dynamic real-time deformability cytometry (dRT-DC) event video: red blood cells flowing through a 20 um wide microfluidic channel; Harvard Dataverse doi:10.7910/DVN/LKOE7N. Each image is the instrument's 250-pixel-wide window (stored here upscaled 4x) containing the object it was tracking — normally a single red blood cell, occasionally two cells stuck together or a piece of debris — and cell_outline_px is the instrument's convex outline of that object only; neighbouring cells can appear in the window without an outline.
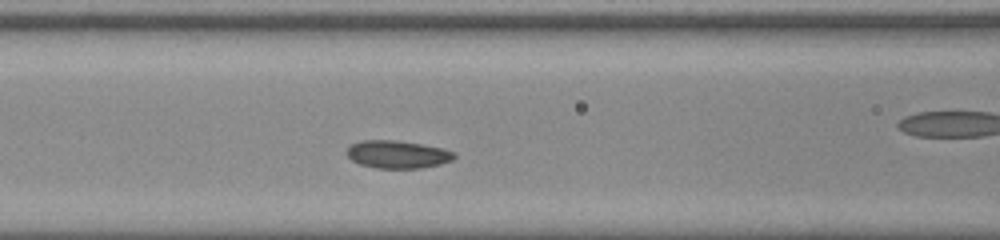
{"species": "common noctule bat (a hibernating species)", "species_latin": "Nyctalus noctula", "temperature_condition": "room temperature", "stored_images_in_passage": 34, "camera_frame_rate_fps": 3000, "um_per_image_px": 0.085, "animal": {"sex": "male", "body_mass_g": 20.0, "forearm_length_mm": 53.3}, "frame": {"image": 1, "passage_image": 10, "time_ms": 3.0, "image_size_px": [1000, 240], "cell_outline_px": [[456, 156], [452, 160], [440, 164], [420, 168], [376, 168], [360, 164], [352, 160], [344, 152], [352, 144], [360, 140], [396, 140], [420, 144], [440, 148], [456, 152]], "centroid_in_image_um": [33.77, 13.12], "position_along_channel_um": 132.8, "area_um2": 17.34}}